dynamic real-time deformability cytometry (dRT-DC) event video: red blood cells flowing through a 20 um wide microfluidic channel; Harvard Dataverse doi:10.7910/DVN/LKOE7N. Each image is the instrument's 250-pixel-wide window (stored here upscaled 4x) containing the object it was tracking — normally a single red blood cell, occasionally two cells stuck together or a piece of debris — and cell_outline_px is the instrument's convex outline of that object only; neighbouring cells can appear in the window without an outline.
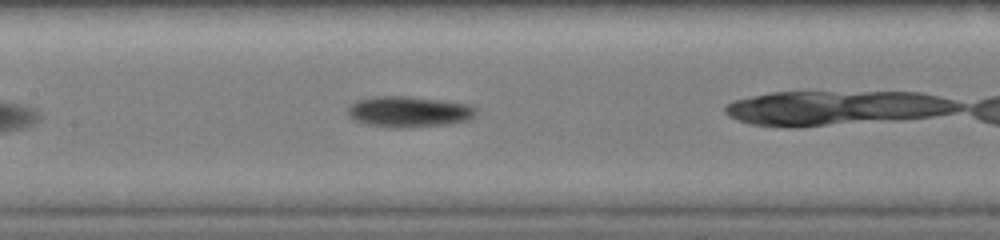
{"species": "common noctule bat (a hibernating species)", "species_latin": "Nyctalus noctula", "temperature_condition": "warm", "stored_images_in_passage": 17, "camera_frame_rate_fps": 3000, "um_per_image_px": 0.085, "animal": {"sex": "female", "body_mass_g": 19.0, "forearm_length_mm": 51.5}, "frame": {"image": 1, "passage_image": 10, "time_ms": 3.0, "image_size_px": [1000, 240], "cell_outline_px": [[476, 112], [468, 120], [448, 124], [412, 128], [384, 128], [368, 124], [356, 120], [348, 112], [348, 108], [356, 100], [376, 96], [404, 96], [436, 100], [464, 104], [472, 108]], "centroid_in_image_um": [34.69, 9.52], "position_along_channel_um": 172.7, "area_um2": 22.66}}
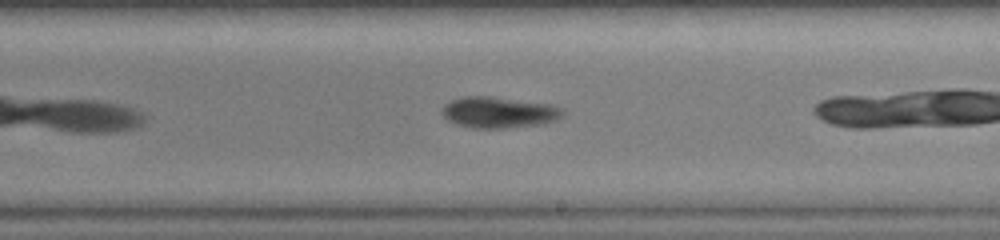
{"frame": {"image": 2, "passage_image": 15, "time_ms": 4.667, "image_size_px": [1000, 240], "cell_outline_px": [[564, 112], [556, 120], [544, 124], [504, 128], [472, 128], [456, 124], [448, 120], [440, 112], [440, 108], [444, 104], [460, 96], [488, 96], [552, 104], [560, 108]], "centroid_in_image_um": [42.35, 9.55], "position_along_channel_um": 246.6, "area_um2": 22.02}}